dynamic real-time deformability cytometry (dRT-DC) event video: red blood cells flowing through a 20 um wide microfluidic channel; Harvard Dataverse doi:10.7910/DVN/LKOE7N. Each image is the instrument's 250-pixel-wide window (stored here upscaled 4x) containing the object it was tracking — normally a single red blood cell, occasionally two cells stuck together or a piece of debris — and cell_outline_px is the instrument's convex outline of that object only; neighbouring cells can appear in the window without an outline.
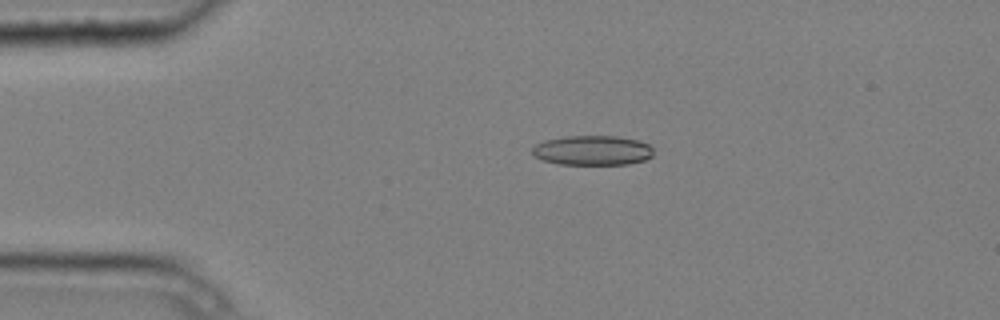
{"species": "common noctule bat (a hibernating species)", "species_latin": "Nyctalus noctula", "temperature_condition": "cold", "stored_images_in_passage": 8, "camera_frame_rate_fps": 3000, "um_per_image_px": 0.085, "animal": {"sex": "male", "body_mass_g": 20.4}, "frame": {"image": 1, "passage_image": 3, "time_ms": 0.667, "image_size_px": [1000, 320], "cell_outline_px": [[652, 156], [644, 160], [628, 164], [560, 164], [540, 160], [532, 156], [532, 148], [536, 144], [544, 140], [564, 136], [616, 136], [640, 140], [648, 144], [652, 148]], "centroid_in_image_um": [50.32, 12.78], "position_along_channel_um": 34.7, "area_um2": 21.15}}
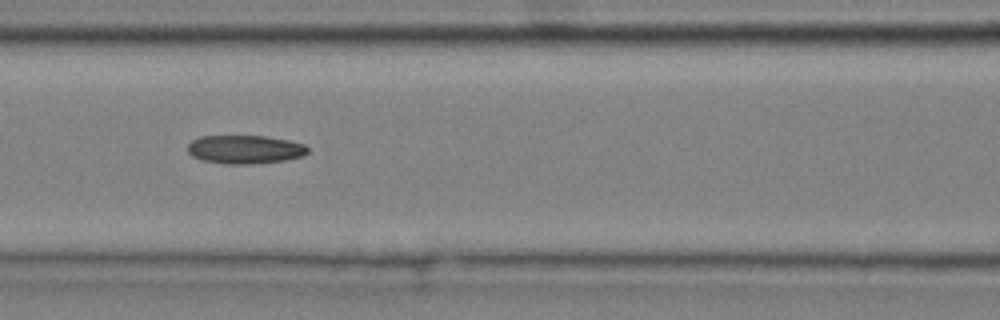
{"frame": {"image": 2, "passage_image": 6, "time_ms": 1.667, "image_size_px": [1000, 320], "cell_outline_px": [[308, 152], [304, 156], [284, 160], [252, 164], [224, 164], [204, 160], [192, 156], [188, 152], [188, 144], [192, 140], [200, 136], [264, 136], [288, 140], [304, 144], [308, 148]], "centroid_in_image_um": [20.82, 12.7], "position_along_channel_um": 145.8, "area_um2": 19.94}}
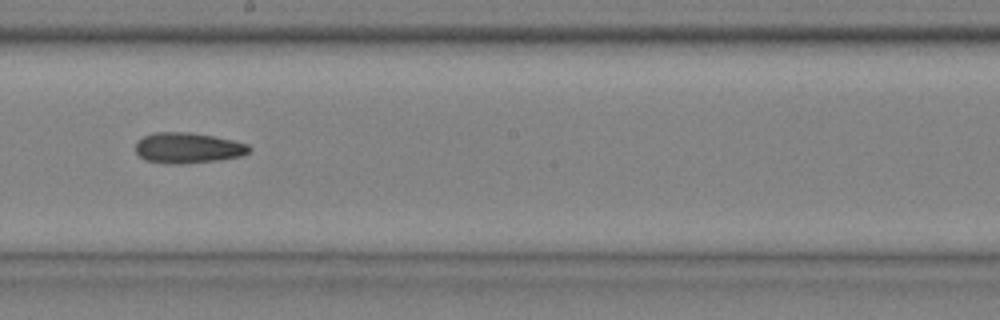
{"frame": {"image": 3, "passage_image": 8, "time_ms": 2.333, "image_size_px": [1000, 320], "cell_outline_px": [[252, 148], [248, 152], [240, 156], [216, 160], [180, 164], [168, 164], [144, 160], [136, 152], [136, 144], [144, 136], [156, 132], [188, 132], [212, 136], [232, 140], [248, 144]], "centroid_in_image_um": [15.96, 12.58], "position_along_channel_um": 232.2, "area_um2": 20.06}}